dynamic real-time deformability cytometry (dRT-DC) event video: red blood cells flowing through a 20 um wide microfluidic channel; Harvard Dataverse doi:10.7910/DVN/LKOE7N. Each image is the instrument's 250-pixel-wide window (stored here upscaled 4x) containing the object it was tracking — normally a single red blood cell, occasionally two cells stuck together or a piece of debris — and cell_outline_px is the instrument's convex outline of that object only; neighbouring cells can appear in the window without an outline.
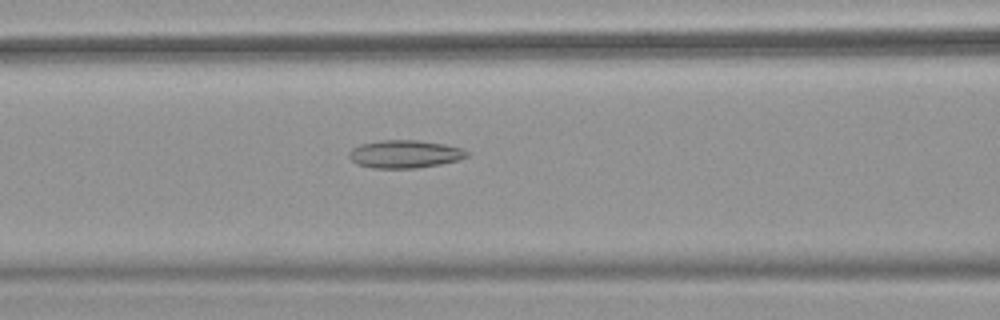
{"species": "common noctule bat (a hibernating species)", "species_latin": "Nyctalus noctula", "temperature_condition": "warm", "stored_images_in_passage": 50, "camera_frame_rate_fps": 3000, "um_per_image_px": 0.085, "animal": {"sex": "female", "body_mass_g": 18.4}, "frame": {"image": 1, "passage_image": 21, "time_ms": 6.667, "image_size_px": [1000, 320], "cell_outline_px": [[472, 152], [468, 156], [460, 160], [440, 164], [416, 168], [372, 168], [356, 164], [348, 156], [348, 152], [352, 148], [360, 144], [380, 140], [420, 140], [444, 144], [460, 148]], "centroid_in_image_um": [34.41, 13.09], "position_along_channel_um": 132.2, "area_um2": 19.36}}
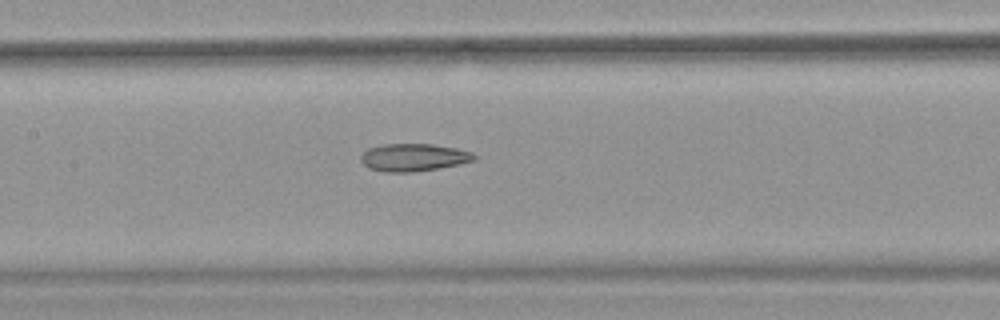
{"frame": {"image": 2, "passage_image": 24, "time_ms": 7.667, "image_size_px": [1000, 320], "cell_outline_px": [[480, 156], [476, 160], [460, 164], [440, 168], [412, 172], [384, 172], [368, 168], [360, 160], [360, 156], [368, 148], [384, 144], [432, 144], [456, 148], [472, 152]], "centroid_in_image_um": [35.19, 13.38], "position_along_channel_um": 172.2, "area_um2": 18.44}}
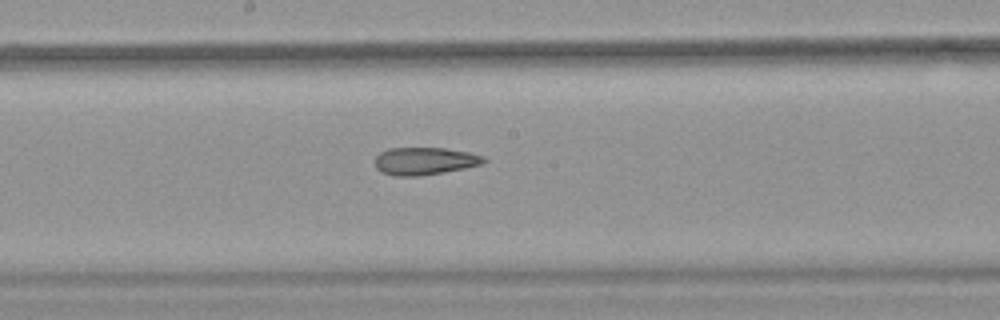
{"frame": {"image": 3, "passage_image": 27, "time_ms": 8.667, "image_size_px": [1000, 320], "cell_outline_px": [[488, 160], [484, 164], [444, 172], [416, 176], [396, 176], [380, 172], [376, 168], [376, 156], [380, 152], [388, 148], [444, 148], [468, 152], [484, 156]], "centroid_in_image_um": [36.11, 13.69], "position_along_channel_um": 212.1, "area_um2": 17.51}, "authors_computed_cell_mechanics": {"area_um2": 20.7502, "velocity_mm_per_s": 4.0164, "shape_relaxation_time_tau1_ms": null, "shape_relaxation_time_tau2_ms": 3.9862, "deformation_change_tau1": null, "deformation_change_tau2": 0.1374}}